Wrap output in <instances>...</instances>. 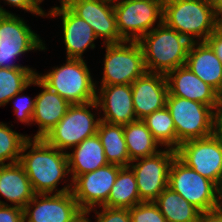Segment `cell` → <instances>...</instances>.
Listing matches in <instances>:
<instances>
[{"label": "cell", "instance_id": "cb8c5ba5", "mask_svg": "<svg viewBox=\"0 0 222 222\" xmlns=\"http://www.w3.org/2000/svg\"><path fill=\"white\" fill-rule=\"evenodd\" d=\"M96 134L101 141L109 164L121 167L130 165L123 125L110 124L100 120Z\"/></svg>", "mask_w": 222, "mask_h": 222}, {"label": "cell", "instance_id": "ab89813d", "mask_svg": "<svg viewBox=\"0 0 222 222\" xmlns=\"http://www.w3.org/2000/svg\"><path fill=\"white\" fill-rule=\"evenodd\" d=\"M212 7L216 18L222 23V0H213Z\"/></svg>", "mask_w": 222, "mask_h": 222}, {"label": "cell", "instance_id": "f546056e", "mask_svg": "<svg viewBox=\"0 0 222 222\" xmlns=\"http://www.w3.org/2000/svg\"><path fill=\"white\" fill-rule=\"evenodd\" d=\"M30 136L19 134L7 124L0 122V165L19 162L24 142Z\"/></svg>", "mask_w": 222, "mask_h": 222}, {"label": "cell", "instance_id": "ee69618b", "mask_svg": "<svg viewBox=\"0 0 222 222\" xmlns=\"http://www.w3.org/2000/svg\"><path fill=\"white\" fill-rule=\"evenodd\" d=\"M38 2V4L40 5L43 0H36ZM68 2V0H60L61 5H66V3Z\"/></svg>", "mask_w": 222, "mask_h": 222}, {"label": "cell", "instance_id": "ffe728a7", "mask_svg": "<svg viewBox=\"0 0 222 222\" xmlns=\"http://www.w3.org/2000/svg\"><path fill=\"white\" fill-rule=\"evenodd\" d=\"M33 84L43 88L41 93L35 96L32 123L35 122L39 129L33 138H43L65 116L71 104L49 89L37 77L33 79Z\"/></svg>", "mask_w": 222, "mask_h": 222}, {"label": "cell", "instance_id": "30bf717a", "mask_svg": "<svg viewBox=\"0 0 222 222\" xmlns=\"http://www.w3.org/2000/svg\"><path fill=\"white\" fill-rule=\"evenodd\" d=\"M37 49L45 50V44L23 19L14 14H0V68H29L10 61Z\"/></svg>", "mask_w": 222, "mask_h": 222}, {"label": "cell", "instance_id": "7c38bea8", "mask_svg": "<svg viewBox=\"0 0 222 222\" xmlns=\"http://www.w3.org/2000/svg\"><path fill=\"white\" fill-rule=\"evenodd\" d=\"M177 157L189 168L216 185L222 175V143L209 136L188 140L176 149Z\"/></svg>", "mask_w": 222, "mask_h": 222}, {"label": "cell", "instance_id": "836d02e7", "mask_svg": "<svg viewBox=\"0 0 222 222\" xmlns=\"http://www.w3.org/2000/svg\"><path fill=\"white\" fill-rule=\"evenodd\" d=\"M4 1L7 2V4H9L10 6L19 7L20 9L22 8L26 12L27 11L31 12V14L34 13V15L36 14L38 16H43V17L46 16L44 10L40 7V5L36 0H4ZM0 14H13V13L6 11L5 9H3V7L0 6Z\"/></svg>", "mask_w": 222, "mask_h": 222}, {"label": "cell", "instance_id": "5b68a950", "mask_svg": "<svg viewBox=\"0 0 222 222\" xmlns=\"http://www.w3.org/2000/svg\"><path fill=\"white\" fill-rule=\"evenodd\" d=\"M98 109L95 101L70 105L65 116L43 137L51 146L64 151L80 144L84 139L96 135L100 118L89 108Z\"/></svg>", "mask_w": 222, "mask_h": 222}, {"label": "cell", "instance_id": "603a6c76", "mask_svg": "<svg viewBox=\"0 0 222 222\" xmlns=\"http://www.w3.org/2000/svg\"><path fill=\"white\" fill-rule=\"evenodd\" d=\"M67 157L72 181L77 176L92 172L109 164L97 134L84 139L80 144L73 147L72 153L67 152Z\"/></svg>", "mask_w": 222, "mask_h": 222}, {"label": "cell", "instance_id": "5bb4252c", "mask_svg": "<svg viewBox=\"0 0 222 222\" xmlns=\"http://www.w3.org/2000/svg\"><path fill=\"white\" fill-rule=\"evenodd\" d=\"M66 6L93 28L104 45L124 42L117 30L113 0H68Z\"/></svg>", "mask_w": 222, "mask_h": 222}, {"label": "cell", "instance_id": "484cf974", "mask_svg": "<svg viewBox=\"0 0 222 222\" xmlns=\"http://www.w3.org/2000/svg\"><path fill=\"white\" fill-rule=\"evenodd\" d=\"M167 222H199L202 213L169 187L154 200Z\"/></svg>", "mask_w": 222, "mask_h": 222}, {"label": "cell", "instance_id": "b9f144b4", "mask_svg": "<svg viewBox=\"0 0 222 222\" xmlns=\"http://www.w3.org/2000/svg\"><path fill=\"white\" fill-rule=\"evenodd\" d=\"M217 106L222 107V87L221 89L217 92Z\"/></svg>", "mask_w": 222, "mask_h": 222}, {"label": "cell", "instance_id": "277c9868", "mask_svg": "<svg viewBox=\"0 0 222 222\" xmlns=\"http://www.w3.org/2000/svg\"><path fill=\"white\" fill-rule=\"evenodd\" d=\"M66 63L36 77L71 105L96 100L97 87L84 59L67 58Z\"/></svg>", "mask_w": 222, "mask_h": 222}, {"label": "cell", "instance_id": "f35d334b", "mask_svg": "<svg viewBox=\"0 0 222 222\" xmlns=\"http://www.w3.org/2000/svg\"><path fill=\"white\" fill-rule=\"evenodd\" d=\"M89 212L91 209H80L69 222H92L86 217Z\"/></svg>", "mask_w": 222, "mask_h": 222}, {"label": "cell", "instance_id": "4fadbf2b", "mask_svg": "<svg viewBox=\"0 0 222 222\" xmlns=\"http://www.w3.org/2000/svg\"><path fill=\"white\" fill-rule=\"evenodd\" d=\"M121 166L107 164L92 172L77 176L72 193L81 209L102 206L107 200Z\"/></svg>", "mask_w": 222, "mask_h": 222}, {"label": "cell", "instance_id": "4dcf8cb0", "mask_svg": "<svg viewBox=\"0 0 222 222\" xmlns=\"http://www.w3.org/2000/svg\"><path fill=\"white\" fill-rule=\"evenodd\" d=\"M131 222H167L154 201H143L129 208Z\"/></svg>", "mask_w": 222, "mask_h": 222}, {"label": "cell", "instance_id": "d590c367", "mask_svg": "<svg viewBox=\"0 0 222 222\" xmlns=\"http://www.w3.org/2000/svg\"><path fill=\"white\" fill-rule=\"evenodd\" d=\"M211 136L222 143V107L213 109Z\"/></svg>", "mask_w": 222, "mask_h": 222}, {"label": "cell", "instance_id": "ac0fdd59", "mask_svg": "<svg viewBox=\"0 0 222 222\" xmlns=\"http://www.w3.org/2000/svg\"><path fill=\"white\" fill-rule=\"evenodd\" d=\"M133 107L137 120L166 106L168 84L166 75L146 72L132 84Z\"/></svg>", "mask_w": 222, "mask_h": 222}, {"label": "cell", "instance_id": "7a4b0ae2", "mask_svg": "<svg viewBox=\"0 0 222 222\" xmlns=\"http://www.w3.org/2000/svg\"><path fill=\"white\" fill-rule=\"evenodd\" d=\"M147 72L167 75L186 63L191 41L158 21L139 41Z\"/></svg>", "mask_w": 222, "mask_h": 222}, {"label": "cell", "instance_id": "d4e9b609", "mask_svg": "<svg viewBox=\"0 0 222 222\" xmlns=\"http://www.w3.org/2000/svg\"><path fill=\"white\" fill-rule=\"evenodd\" d=\"M124 138L130 161L153 156L161 144L153 137L142 120H136L124 125Z\"/></svg>", "mask_w": 222, "mask_h": 222}, {"label": "cell", "instance_id": "7bdbcfd3", "mask_svg": "<svg viewBox=\"0 0 222 222\" xmlns=\"http://www.w3.org/2000/svg\"><path fill=\"white\" fill-rule=\"evenodd\" d=\"M190 1H197V2H202V3H206V4H211L213 3V0H190Z\"/></svg>", "mask_w": 222, "mask_h": 222}, {"label": "cell", "instance_id": "8992f818", "mask_svg": "<svg viewBox=\"0 0 222 222\" xmlns=\"http://www.w3.org/2000/svg\"><path fill=\"white\" fill-rule=\"evenodd\" d=\"M113 0L116 25L124 41H139L163 21L164 0Z\"/></svg>", "mask_w": 222, "mask_h": 222}, {"label": "cell", "instance_id": "e575fe53", "mask_svg": "<svg viewBox=\"0 0 222 222\" xmlns=\"http://www.w3.org/2000/svg\"><path fill=\"white\" fill-rule=\"evenodd\" d=\"M0 222H24L23 209L0 200Z\"/></svg>", "mask_w": 222, "mask_h": 222}, {"label": "cell", "instance_id": "44dd1931", "mask_svg": "<svg viewBox=\"0 0 222 222\" xmlns=\"http://www.w3.org/2000/svg\"><path fill=\"white\" fill-rule=\"evenodd\" d=\"M185 65L217 92L222 87V62L206 41L192 42Z\"/></svg>", "mask_w": 222, "mask_h": 222}, {"label": "cell", "instance_id": "9a60e30c", "mask_svg": "<svg viewBox=\"0 0 222 222\" xmlns=\"http://www.w3.org/2000/svg\"><path fill=\"white\" fill-rule=\"evenodd\" d=\"M80 209L72 191L35 194L23 209L24 222H69Z\"/></svg>", "mask_w": 222, "mask_h": 222}, {"label": "cell", "instance_id": "6da1fadb", "mask_svg": "<svg viewBox=\"0 0 222 222\" xmlns=\"http://www.w3.org/2000/svg\"><path fill=\"white\" fill-rule=\"evenodd\" d=\"M19 163L36 194L72 191V182L57 190L59 181L70 174L67 151L49 145L43 138H28L24 142Z\"/></svg>", "mask_w": 222, "mask_h": 222}, {"label": "cell", "instance_id": "8d00e7d4", "mask_svg": "<svg viewBox=\"0 0 222 222\" xmlns=\"http://www.w3.org/2000/svg\"><path fill=\"white\" fill-rule=\"evenodd\" d=\"M206 42L222 62V25L206 39Z\"/></svg>", "mask_w": 222, "mask_h": 222}, {"label": "cell", "instance_id": "52a82bcc", "mask_svg": "<svg viewBox=\"0 0 222 222\" xmlns=\"http://www.w3.org/2000/svg\"><path fill=\"white\" fill-rule=\"evenodd\" d=\"M168 187L202 213L219 209L216 184L189 168L177 156L170 166Z\"/></svg>", "mask_w": 222, "mask_h": 222}, {"label": "cell", "instance_id": "9c48e42d", "mask_svg": "<svg viewBox=\"0 0 222 222\" xmlns=\"http://www.w3.org/2000/svg\"><path fill=\"white\" fill-rule=\"evenodd\" d=\"M169 109L177 135V148L181 143L211 136L213 108L197 101L167 95Z\"/></svg>", "mask_w": 222, "mask_h": 222}, {"label": "cell", "instance_id": "60d3db41", "mask_svg": "<svg viewBox=\"0 0 222 222\" xmlns=\"http://www.w3.org/2000/svg\"><path fill=\"white\" fill-rule=\"evenodd\" d=\"M216 186H217V200H218L219 208L222 209V175L219 180V183Z\"/></svg>", "mask_w": 222, "mask_h": 222}, {"label": "cell", "instance_id": "8fae6325", "mask_svg": "<svg viewBox=\"0 0 222 222\" xmlns=\"http://www.w3.org/2000/svg\"><path fill=\"white\" fill-rule=\"evenodd\" d=\"M176 156L175 149L165 148L153 156L130 163L142 201H154L168 187L170 166Z\"/></svg>", "mask_w": 222, "mask_h": 222}, {"label": "cell", "instance_id": "83f0119b", "mask_svg": "<svg viewBox=\"0 0 222 222\" xmlns=\"http://www.w3.org/2000/svg\"><path fill=\"white\" fill-rule=\"evenodd\" d=\"M36 73L31 68H0V107L8 104L15 94L33 85Z\"/></svg>", "mask_w": 222, "mask_h": 222}, {"label": "cell", "instance_id": "ba28073f", "mask_svg": "<svg viewBox=\"0 0 222 222\" xmlns=\"http://www.w3.org/2000/svg\"><path fill=\"white\" fill-rule=\"evenodd\" d=\"M105 46L101 85H131L147 72L143 51L138 41H124Z\"/></svg>", "mask_w": 222, "mask_h": 222}, {"label": "cell", "instance_id": "2e32d148", "mask_svg": "<svg viewBox=\"0 0 222 222\" xmlns=\"http://www.w3.org/2000/svg\"><path fill=\"white\" fill-rule=\"evenodd\" d=\"M62 16V33L66 47L67 58L83 59L82 55L87 48L94 49L97 36L93 28L84 20L75 15L66 5L52 7L48 17Z\"/></svg>", "mask_w": 222, "mask_h": 222}, {"label": "cell", "instance_id": "d6a6232c", "mask_svg": "<svg viewBox=\"0 0 222 222\" xmlns=\"http://www.w3.org/2000/svg\"><path fill=\"white\" fill-rule=\"evenodd\" d=\"M102 208L100 212L96 211V222H131L130 212L128 208H111L107 206H99Z\"/></svg>", "mask_w": 222, "mask_h": 222}, {"label": "cell", "instance_id": "f1b7e54d", "mask_svg": "<svg viewBox=\"0 0 222 222\" xmlns=\"http://www.w3.org/2000/svg\"><path fill=\"white\" fill-rule=\"evenodd\" d=\"M142 121L153 137L165 148L177 149L176 128L169 109L164 108L147 115Z\"/></svg>", "mask_w": 222, "mask_h": 222}, {"label": "cell", "instance_id": "4316f807", "mask_svg": "<svg viewBox=\"0 0 222 222\" xmlns=\"http://www.w3.org/2000/svg\"><path fill=\"white\" fill-rule=\"evenodd\" d=\"M141 202L133 170L129 166L121 167L108 200L102 206L129 209Z\"/></svg>", "mask_w": 222, "mask_h": 222}, {"label": "cell", "instance_id": "e0dca14e", "mask_svg": "<svg viewBox=\"0 0 222 222\" xmlns=\"http://www.w3.org/2000/svg\"><path fill=\"white\" fill-rule=\"evenodd\" d=\"M97 90L96 102L104 112L100 120L123 126L137 120L130 84L101 85Z\"/></svg>", "mask_w": 222, "mask_h": 222}, {"label": "cell", "instance_id": "3957f363", "mask_svg": "<svg viewBox=\"0 0 222 222\" xmlns=\"http://www.w3.org/2000/svg\"><path fill=\"white\" fill-rule=\"evenodd\" d=\"M163 23L191 42L206 41L222 25L211 4L190 0H164Z\"/></svg>", "mask_w": 222, "mask_h": 222}, {"label": "cell", "instance_id": "74e56055", "mask_svg": "<svg viewBox=\"0 0 222 222\" xmlns=\"http://www.w3.org/2000/svg\"><path fill=\"white\" fill-rule=\"evenodd\" d=\"M199 222H222V209L201 213Z\"/></svg>", "mask_w": 222, "mask_h": 222}, {"label": "cell", "instance_id": "1f68e13d", "mask_svg": "<svg viewBox=\"0 0 222 222\" xmlns=\"http://www.w3.org/2000/svg\"><path fill=\"white\" fill-rule=\"evenodd\" d=\"M23 91L15 94L11 100H14V113L18 117V120L25 124H32V116L35 108V101L36 97L31 99L30 97L23 95L21 96L20 93ZM18 97V98H17Z\"/></svg>", "mask_w": 222, "mask_h": 222}, {"label": "cell", "instance_id": "d6986e66", "mask_svg": "<svg viewBox=\"0 0 222 222\" xmlns=\"http://www.w3.org/2000/svg\"><path fill=\"white\" fill-rule=\"evenodd\" d=\"M168 94L208 105H217V91L202 81L186 65L177 67L166 75Z\"/></svg>", "mask_w": 222, "mask_h": 222}, {"label": "cell", "instance_id": "7402d4cb", "mask_svg": "<svg viewBox=\"0 0 222 222\" xmlns=\"http://www.w3.org/2000/svg\"><path fill=\"white\" fill-rule=\"evenodd\" d=\"M35 194L19 162L0 165V196L14 204L13 206L24 209Z\"/></svg>", "mask_w": 222, "mask_h": 222}]
</instances>
